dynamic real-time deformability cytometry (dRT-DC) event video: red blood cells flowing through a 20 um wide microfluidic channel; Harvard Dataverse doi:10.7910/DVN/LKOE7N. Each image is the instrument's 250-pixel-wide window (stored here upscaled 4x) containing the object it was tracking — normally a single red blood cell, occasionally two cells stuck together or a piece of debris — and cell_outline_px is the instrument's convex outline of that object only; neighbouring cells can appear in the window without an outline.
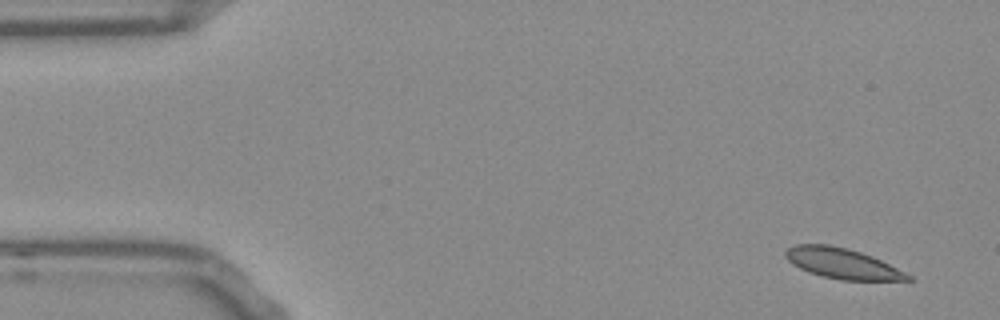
{"species": "Egyptian fruit bat (a non-hibernating species)", "species_latin": "Rousettus aegyptiacus", "temperature_condition": "room temperature", "stored_images_in_passage": 51, "camera_frame_rate_fps": 3000, "um_per_image_px": 0.085, "frame": {"image": 1, "passage_image": 1, "time_ms": 0.0, "image_size_px": [1000, 320], "cell_outline_px": [[916, 280], [840, 280], [820, 276], [808, 272], [792, 264], [784, 256], [784, 252], [788, 248], [796, 244], [828, 244], [848, 248], [872, 256], [912, 276]], "centroid_in_image_um": [71.56, 22.39], "position_along_channel_um": 13.4, "area_um2": 21.68}}
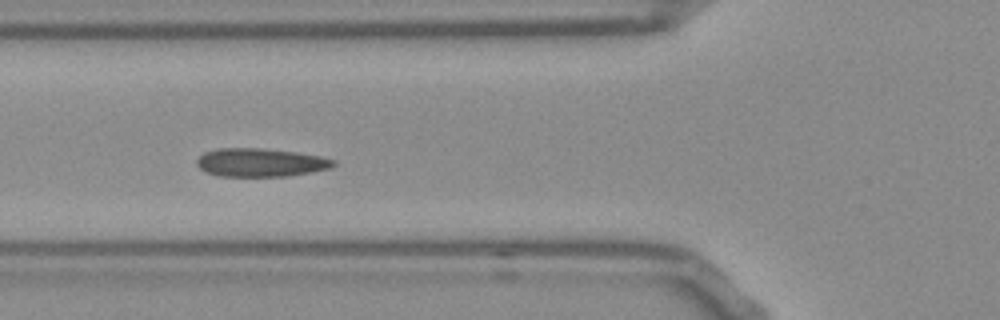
{"frame": {"image": 2, "passage_image": 17, "time_ms": 5.333, "image_size_px": [1000, 320], "cell_outline_px": [[336, 164], [332, 168], [312, 172], [288, 176], [220, 176], [204, 172], [196, 164], [196, 160], [204, 152], [220, 148], [260, 148], [296, 152], [320, 156], [336, 160]], "centroid_in_image_um": [22.16, 13.81], "position_along_channel_um": 103.6, "area_um2": 22.72}}
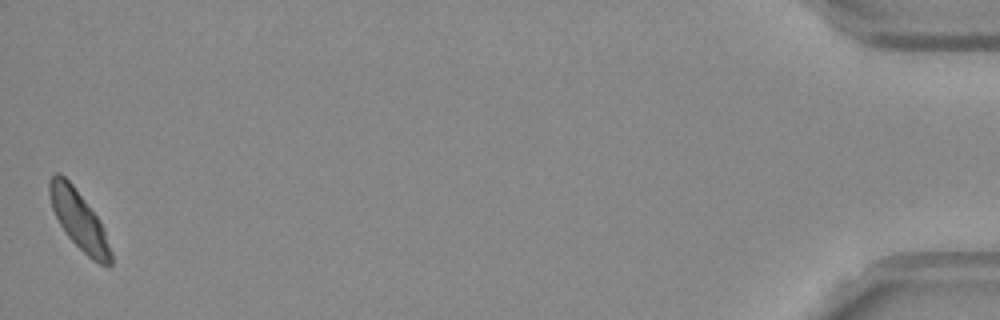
{"frame": {"image": 3, "passage_image": 51, "time_ms": 16.667, "image_size_px": [1000, 320], "cell_outline_px": [[112, 264], [108, 268], [92, 260], [68, 236], [60, 224], [52, 208], [48, 192], [48, 180], [56, 172], [60, 172], [72, 184], [100, 220], [104, 228], [112, 252]], "centroid_in_image_um": [6.73, 18.71], "position_along_channel_um": 428.5, "area_um2": 20.98}, "authors_computed_cell_mechanics": {"area_um2": 22.0218, "velocity_mm_per_s": 3.7355, "shape_relaxation_time_tau1_ms": 6.359, "shape_relaxation_time_tau2_ms": null, "deformation_change_tau1": 0.1139, "deformation_change_tau2": null}}